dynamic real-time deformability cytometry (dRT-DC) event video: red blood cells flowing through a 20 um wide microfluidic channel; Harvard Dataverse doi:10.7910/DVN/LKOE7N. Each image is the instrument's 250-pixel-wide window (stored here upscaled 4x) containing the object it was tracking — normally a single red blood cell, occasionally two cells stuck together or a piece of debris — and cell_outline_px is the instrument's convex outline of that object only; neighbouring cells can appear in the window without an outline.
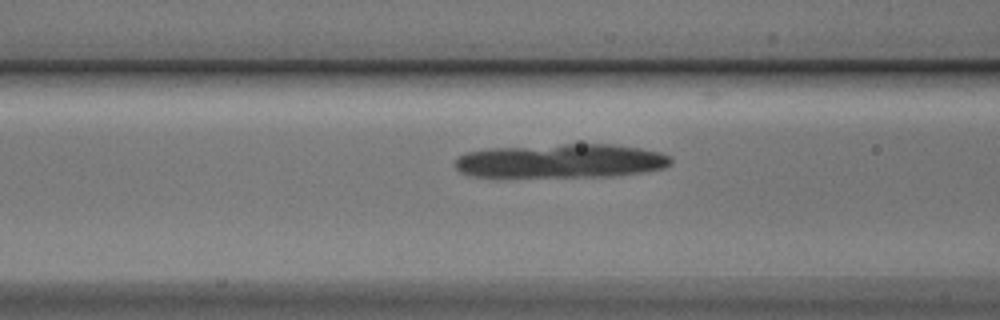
{"species": "Egyptian fruit bat (a non-hibernating species)", "species_latin": "Rousettus aegyptiacus", "temperature_condition": "cold", "stored_images_in_passage": 18, "segment_of_instrument_passage": [2, 2], "camera_frame_rate_fps": 3000, "um_per_image_px": 0.085, "animal": {"sex": "male"}, "frame": {"image": 1, "passage_image": 16, "time_ms": 5.0, "image_size_px": [1000, 320], "cell_outline_px": [[664, 160], [660, 164], [640, 168], [560, 172], [492, 172], [468, 168], [460, 164], [464, 160], [476, 156], [584, 148], [628, 152], [656, 156]], "centroid_in_image_um": [47.73, 13.7], "position_along_channel_um": 118.9, "area_um2": 25.55}}